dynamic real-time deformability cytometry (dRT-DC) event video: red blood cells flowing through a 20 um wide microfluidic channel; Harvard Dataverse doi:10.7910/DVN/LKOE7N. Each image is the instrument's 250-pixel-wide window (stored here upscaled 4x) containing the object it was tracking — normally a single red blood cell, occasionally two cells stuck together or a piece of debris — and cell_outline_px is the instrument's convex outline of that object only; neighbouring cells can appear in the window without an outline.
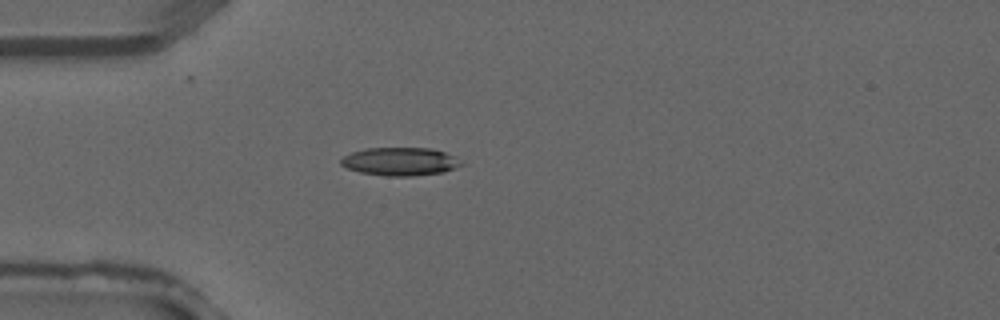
{"species": "common noctule bat (a hibernating species)", "species_latin": "Nyctalus noctula", "temperature_condition": "warm", "stored_images_in_passage": 2, "camera_frame_rate_fps": 3000, "um_per_image_px": 0.085, "animal": {"sex": "male", "forearm_length_mm": 52.5}, "frame": {"image": 1, "passage_image": 2, "time_ms": 0.333, "image_size_px": [1000, 320], "cell_outline_px": [[464, 164], [456, 168], [444, 172], [412, 176], [388, 176], [360, 172], [348, 168], [340, 164], [340, 160], [344, 156], [352, 152], [368, 148], [432, 148], [444, 152], [452, 156]], "centroid_in_image_um": [34.01, 13.73], "position_along_channel_um": 51.0, "area_um2": 19.59}}